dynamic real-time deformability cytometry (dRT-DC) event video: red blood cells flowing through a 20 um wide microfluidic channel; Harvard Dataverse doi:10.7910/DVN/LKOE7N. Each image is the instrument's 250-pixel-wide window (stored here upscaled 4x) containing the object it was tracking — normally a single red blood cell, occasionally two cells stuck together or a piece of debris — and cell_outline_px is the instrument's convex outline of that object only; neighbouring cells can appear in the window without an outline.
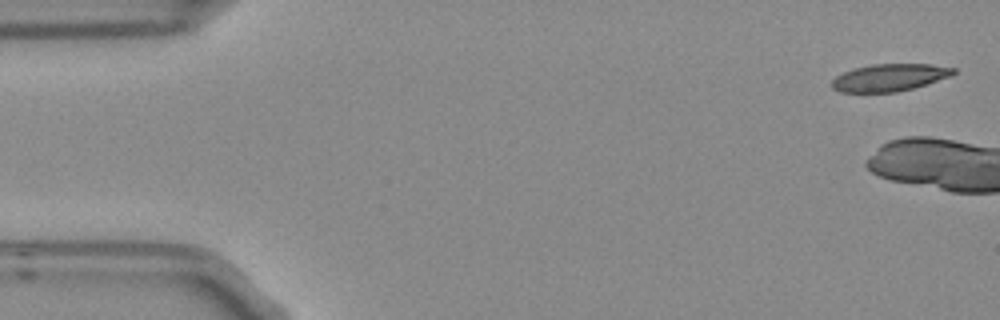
{"species": "Egyptian fruit bat (a non-hibernating species)", "species_latin": "Rousettus aegyptiacus", "temperature_condition": "room temperature", "stored_images_in_passage": 4, "camera_frame_rate_fps": 3000, "um_per_image_px": 0.085, "frame": {"image": 1, "passage_image": 1, "time_ms": 0.0, "image_size_px": [1000, 320], "cell_outline_px": [[956, 72], [952, 76], [912, 88], [896, 92], [840, 92], [832, 88], [832, 80], [836, 76], [844, 72], [856, 68], [872, 64], [932, 64], [956, 68]], "centroid_in_image_um": [75.63, 6.58], "position_along_channel_um": 9.4, "area_um2": 19.25}}